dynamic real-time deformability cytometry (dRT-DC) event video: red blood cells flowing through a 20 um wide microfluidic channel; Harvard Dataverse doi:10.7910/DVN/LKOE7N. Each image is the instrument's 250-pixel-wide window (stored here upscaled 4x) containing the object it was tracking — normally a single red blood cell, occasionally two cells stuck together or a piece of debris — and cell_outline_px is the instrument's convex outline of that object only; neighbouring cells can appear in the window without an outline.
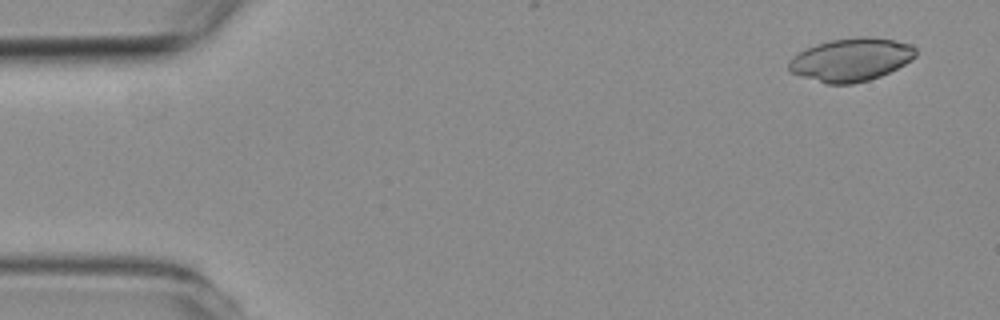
{"species": "common noctule bat (a hibernating species)", "species_latin": "Nyctalus noctula", "temperature_condition": "room temperature", "stored_images_in_passage": 4, "camera_frame_rate_fps": 3000, "um_per_image_px": 0.085, "animal": {"sex": "female", "body_mass_g": 19.3, "forearm_length_mm": 54.1}, "frame": {"image": 1, "passage_image": 1, "time_ms": 0.0, "image_size_px": [1000, 320], "cell_outline_px": [[916, 56], [904, 64], [880, 76], [868, 80], [852, 84], [828, 84], [800, 76], [788, 72], [788, 60], [792, 56], [816, 44], [832, 40], [860, 36], [892, 40], [912, 44], [916, 48]], "centroid_in_image_um": [72.3, 5.08], "position_along_channel_um": 12.7, "area_um2": 31.67}}